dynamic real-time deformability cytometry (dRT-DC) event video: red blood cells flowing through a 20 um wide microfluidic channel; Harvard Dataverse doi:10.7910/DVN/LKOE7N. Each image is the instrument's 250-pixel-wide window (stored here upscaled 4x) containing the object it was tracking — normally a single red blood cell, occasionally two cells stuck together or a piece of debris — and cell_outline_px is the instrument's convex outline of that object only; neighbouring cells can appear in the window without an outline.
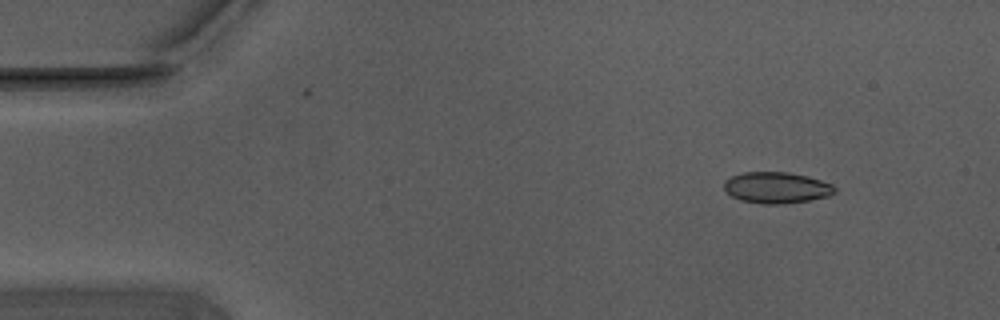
{"species": "Egyptian fruit bat (a non-hibernating species)", "species_latin": "Rousettus aegyptiacus", "temperature_condition": "warm", "stored_images_in_passage": 50, "camera_frame_rate_fps": 3000, "um_per_image_px": 0.085, "animal": {"sex": "male"}, "frame": {"image": 1, "passage_image": 1, "time_ms": 0.0, "image_size_px": [1000, 320], "cell_outline_px": [[836, 188], [828, 196], [808, 200], [780, 204], [764, 204], [740, 200], [732, 196], [724, 188], [724, 180], [732, 176], [744, 172], [788, 172], [808, 176], [832, 184]], "centroid_in_image_um": [65.98, 15.94], "position_along_channel_um": 19.0, "area_um2": 19.94}}
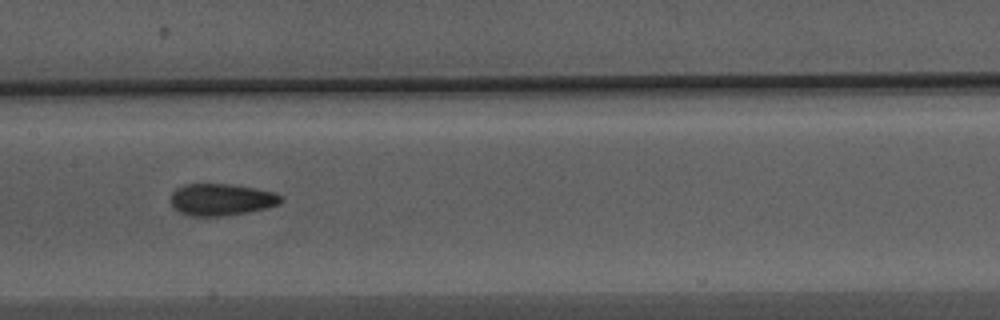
{"frame": {"image": 2, "passage_image": 22, "time_ms": 7.0, "image_size_px": [1000, 320], "cell_outline_px": [[284, 200], [280, 204], [248, 212], [224, 216], [192, 216], [180, 212], [172, 204], [172, 192], [176, 188], [188, 184], [228, 184], [256, 188], [272, 192], [280, 196]], "centroid_in_image_um": [18.83, 16.96], "position_along_channel_um": 188.6, "area_um2": 20.23}}
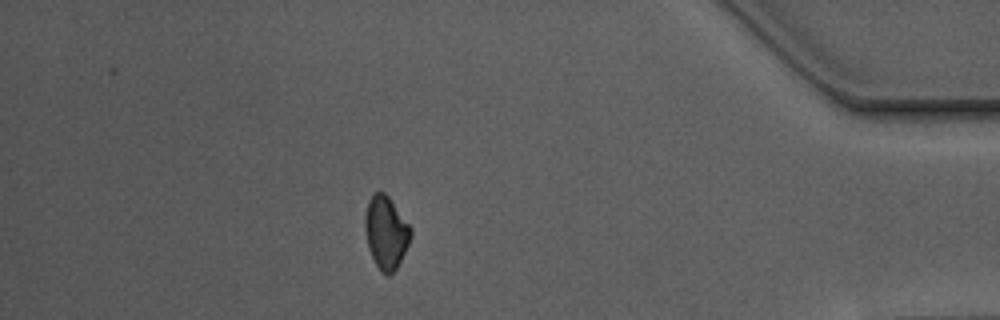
{"frame": {"image": 3, "passage_image": 43, "time_ms": 14.0, "image_size_px": [1000, 320], "cell_outline_px": [[412, 236], [396, 268], [388, 276], [380, 272], [368, 248], [364, 228], [364, 216], [368, 200], [376, 192], [384, 192], [388, 196], [412, 228]], "centroid_in_image_um": [32.79, 19.75], "position_along_channel_um": 402.4, "area_um2": 19.31}, "authors_computed_cell_mechanics": {"area_um2": 19.6231, "velocity_mm_per_s": 3.7183, "shape_relaxation_time_tau1_ms": 4.7393, "shape_relaxation_time_tau2_ms": 3.5774, "deformation_change_tau1": 0.1018, "deformation_change_tau2": 0.0694}}